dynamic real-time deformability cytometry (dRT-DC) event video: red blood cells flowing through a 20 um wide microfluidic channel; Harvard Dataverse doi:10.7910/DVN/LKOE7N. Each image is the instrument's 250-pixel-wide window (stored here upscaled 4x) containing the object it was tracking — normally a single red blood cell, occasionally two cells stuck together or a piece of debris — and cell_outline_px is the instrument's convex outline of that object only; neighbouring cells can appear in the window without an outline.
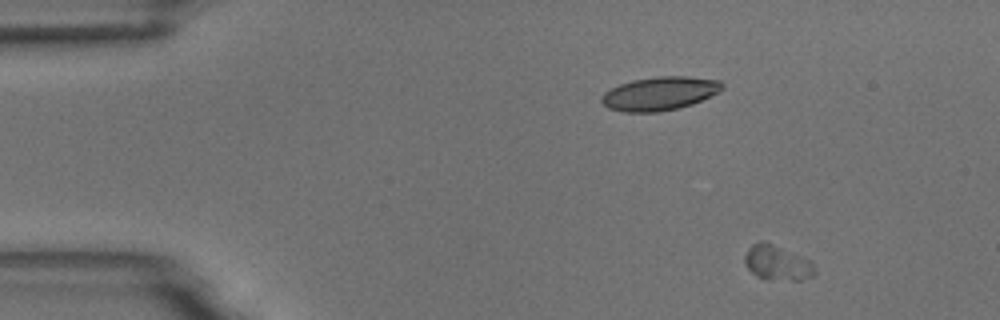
{"species": "common noctule bat (a hibernating species)", "species_latin": "Nyctalus noctula", "temperature_condition": "room temperature", "stored_images_in_passage": 5, "camera_frame_rate_fps": 3000, "um_per_image_px": 0.085, "animal": {"sex": "male", "body_mass_g": 18.8}, "frame": {"image": 1, "passage_image": 1, "time_ms": 0.0, "image_size_px": [1000, 320], "cell_outline_px": [[816, 272], [812, 276], [800, 280], [768, 280], [756, 276], [744, 264], [744, 256], [748, 248], [752, 244], [764, 240], [804, 256], [812, 264]], "centroid_in_image_um": [66.04, 22.33], "position_along_channel_um": 19.0, "area_um2": 14.45}}
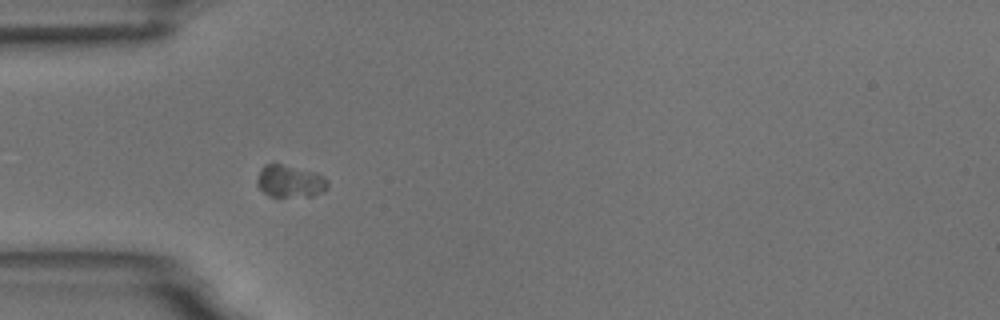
{"frame": {"image": 2, "passage_image": 4, "time_ms": 3.667, "image_size_px": [1000, 320], "cell_outline_px": [[328, 188], [324, 192], [312, 196], [268, 196], [256, 184], [256, 180], [264, 164], [280, 164], [316, 172], [324, 176], [328, 180]], "centroid_in_image_um": [24.68, 15.41], "position_along_channel_um": 60.3, "area_um2": 13.29}}